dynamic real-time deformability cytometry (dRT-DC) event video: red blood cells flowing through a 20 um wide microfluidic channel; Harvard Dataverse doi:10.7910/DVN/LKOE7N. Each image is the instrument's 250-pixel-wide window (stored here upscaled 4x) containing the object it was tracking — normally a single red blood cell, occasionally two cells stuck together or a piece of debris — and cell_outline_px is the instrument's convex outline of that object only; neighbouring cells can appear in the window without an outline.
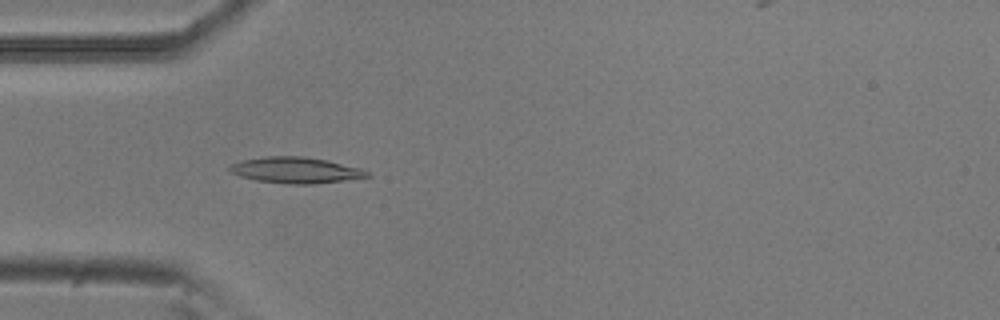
{"species": "common noctule bat (a hibernating species)", "species_latin": "Nyctalus noctula", "temperature_condition": "room temperature", "stored_images_in_passage": 54, "camera_frame_rate_fps": 3000, "um_per_image_px": 0.085, "animal": {"sex": "male", "body_mass_g": 20.5, "forearm_length_mm": 52.5}, "frame": {"image": 1, "passage_image": 16, "time_ms": 5.0, "image_size_px": [1000, 320], "cell_outline_px": [[372, 176], [344, 180], [312, 184], [288, 184], [256, 180], [240, 176], [228, 172], [228, 168], [232, 164], [240, 160], [264, 156], [304, 156], [328, 160], [360, 168], [368, 172]], "centroid_in_image_um": [25.1, 14.45], "position_along_channel_um": 59.9, "area_um2": 20.92}}
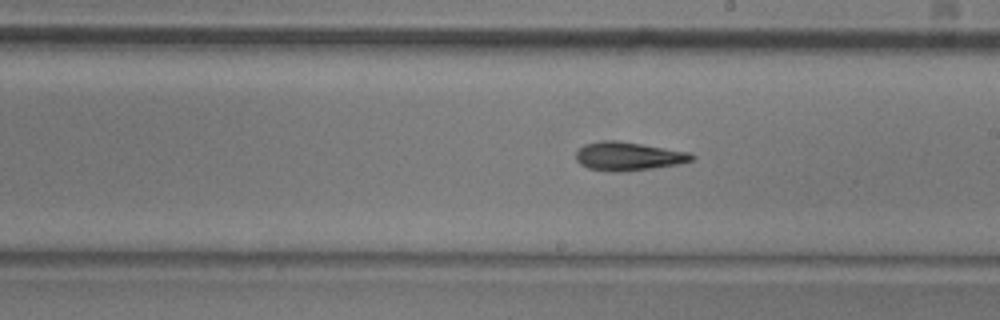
{"frame": {"image": 2, "passage_image": 30, "time_ms": 9.667, "image_size_px": [1000, 320], "cell_outline_px": [[696, 156], [692, 160], [680, 164], [624, 172], [608, 172], [588, 168], [580, 164], [576, 160], [576, 152], [584, 144], [604, 140], [616, 140], [692, 152]], "centroid_in_image_um": [53.42, 13.29], "position_along_channel_um": 235.6, "area_um2": 19.48}}
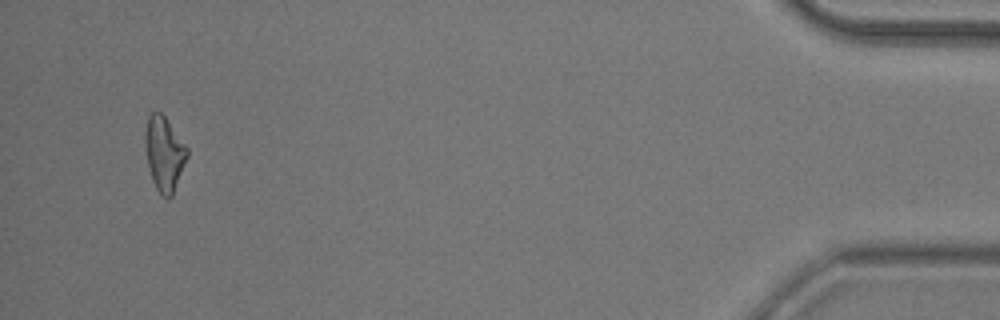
{"frame": {"image": 3, "passage_image": 51, "time_ms": 16.667, "image_size_px": [1000, 320], "cell_outline_px": [[188, 156], [172, 196], [164, 196], [156, 188], [152, 180], [148, 164], [144, 144], [144, 132], [148, 116], [152, 112], [160, 112], [164, 116], [188, 148]], "centroid_in_image_um": [13.95, 13.03], "position_along_channel_um": 421.3, "area_um2": 17.98}, "authors_computed_cell_mechanics": {"area_um2": 18.6116, "velocity_mm_per_s": 3.7878, "shape_relaxation_time_tau1_ms": 8.8721, "shape_relaxation_time_tau2_ms": 4.6854, "deformation_change_tau1": 0.1925, "deformation_change_tau2": 0.1403}}